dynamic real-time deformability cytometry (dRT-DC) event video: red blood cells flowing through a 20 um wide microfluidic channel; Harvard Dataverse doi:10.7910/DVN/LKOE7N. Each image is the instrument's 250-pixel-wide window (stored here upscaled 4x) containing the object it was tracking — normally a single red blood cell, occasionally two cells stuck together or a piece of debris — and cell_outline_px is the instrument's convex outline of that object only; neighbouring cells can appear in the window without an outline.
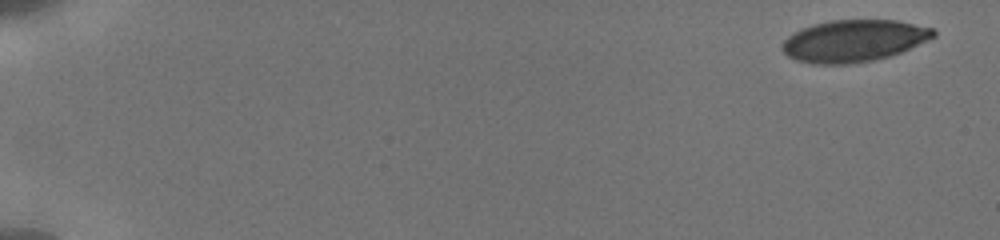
{"species": "human", "species_latin": "Homo sapiens", "temperature_condition": "cold", "stored_images_in_passage": 30, "camera_frame_rate_fps": 3000, "um_per_image_px": 0.085, "donor": {"sex": "male"}, "frame": {"image": 1, "passage_image": 1, "time_ms": 0.0, "image_size_px": [1000, 240], "cell_outline_px": [[936, 36], [928, 40], [900, 52], [876, 60], [848, 64], [812, 64], [796, 60], [788, 56], [780, 48], [784, 40], [788, 36], [812, 24], [832, 20], [896, 20], [932, 28], [936, 32]], "centroid_in_image_um": [72.56, 3.47], "position_along_channel_um": 12.4, "area_um2": 36.82}}
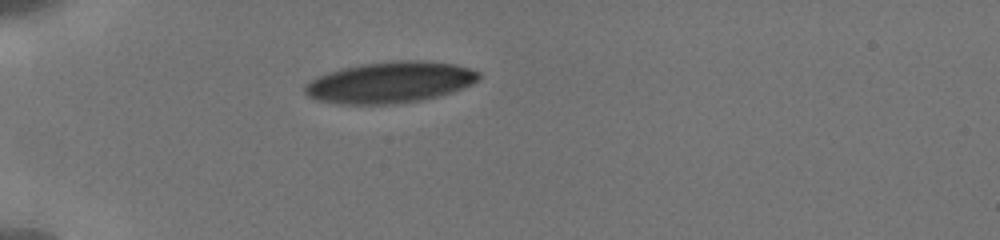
{"frame": {"image": 2, "passage_image": 25, "time_ms": 5.0, "image_size_px": [1000, 240], "cell_outline_px": [[480, 76], [472, 84], [452, 92], [440, 96], [420, 100], [392, 104], [348, 104], [320, 100], [308, 96], [304, 92], [304, 84], [316, 76], [340, 68], [360, 64], [396, 60], [424, 60], [456, 64], [480, 72]], "centroid_in_image_um": [33.15, 6.98], "position_along_channel_um": 51.9, "area_um2": 41.85}}